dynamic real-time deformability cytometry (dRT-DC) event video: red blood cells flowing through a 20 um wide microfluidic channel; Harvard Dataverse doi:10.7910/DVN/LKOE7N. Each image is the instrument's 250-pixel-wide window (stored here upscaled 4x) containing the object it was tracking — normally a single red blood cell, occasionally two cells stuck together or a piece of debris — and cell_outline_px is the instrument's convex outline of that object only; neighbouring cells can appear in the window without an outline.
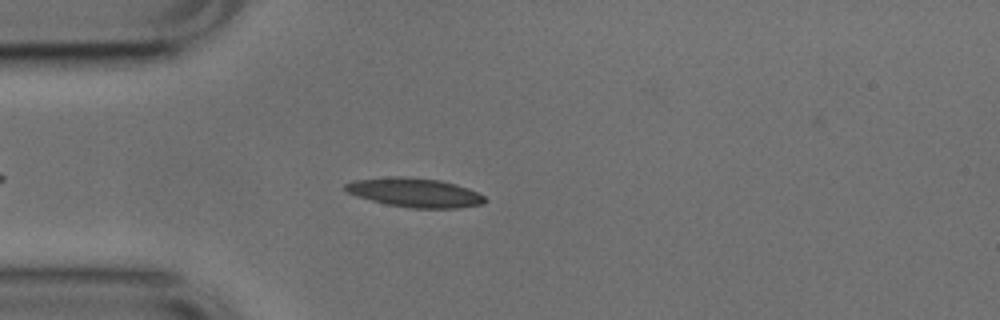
{"species": "common noctule bat (a hibernating species)", "species_latin": "Nyctalus noctula", "temperature_condition": "cold", "stored_images_in_passage": 4, "camera_frame_rate_fps": 3000, "um_per_image_px": 0.085, "animal": {"sex": "male", "body_mass_g": 17.9, "forearm_length_mm": 54.2}, "frame": {"image": 1, "passage_image": 3, "time_ms": 0.667, "image_size_px": [1000, 320], "cell_outline_px": [[488, 200], [484, 204], [456, 208], [408, 208], [388, 204], [356, 196], [348, 192], [344, 188], [344, 184], [352, 180], [396, 176], [400, 176], [440, 180], [456, 184], [468, 188], [484, 196]], "centroid_in_image_um": [35.27, 16.37], "position_along_channel_um": 49.7, "area_um2": 23.64}}